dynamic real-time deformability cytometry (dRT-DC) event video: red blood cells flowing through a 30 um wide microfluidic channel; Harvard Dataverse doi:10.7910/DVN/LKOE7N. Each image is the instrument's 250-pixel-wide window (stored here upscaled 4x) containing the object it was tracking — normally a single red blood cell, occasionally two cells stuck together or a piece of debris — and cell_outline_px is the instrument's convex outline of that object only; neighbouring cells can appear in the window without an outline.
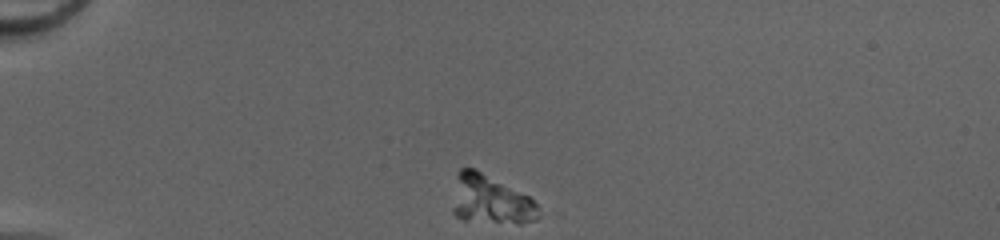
{"species": "common noctule bat (a hibernating species)", "species_latin": "Nyctalus noctula", "temperature_condition": "cold", "stored_images_in_passage": 39, "camera_frame_rate_fps": 3000, "um_per_image_px": 0.085, "animal": {"sex": "female", "body_mass_g": 20.0, "forearm_length_mm": 54.0}, "frame": {"image": 1, "passage_image": 1, "time_ms": 0.0, "image_size_px": [1000, 240], "cell_outline_px": [[540, 216], [536, 220], [520, 224], [516, 224], [464, 220], [456, 216], [452, 212], [452, 208], [456, 172], [460, 168], [476, 168], [528, 196], [536, 204]], "centroid_in_image_um": [41.66, 16.98], "position_along_channel_um": 43.3, "area_um2": 24.8}}
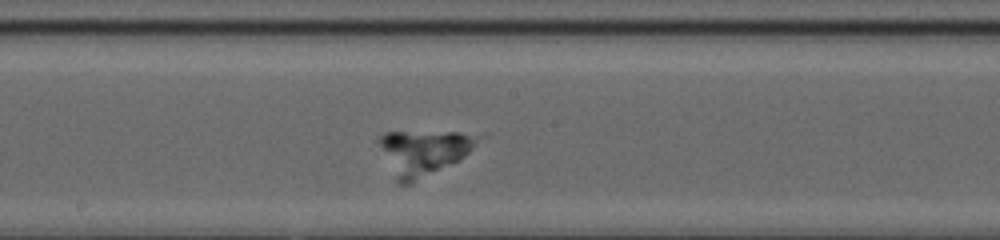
{"frame": {"image": 2, "passage_image": 17, "time_ms": 5.333, "image_size_px": [1000, 240], "cell_outline_px": [[476, 140], [472, 148], [460, 160], [412, 184], [400, 184], [396, 180], [380, 144], [380, 136], [384, 132], [456, 132], [468, 136]], "centroid_in_image_um": [35.94, 12.99], "position_along_channel_um": 212.3, "area_um2": 24.97}}
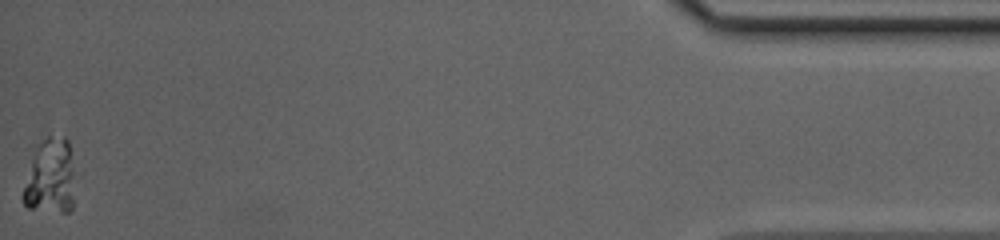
{"frame": {"image": 3, "passage_image": 39, "time_ms": 12.667, "image_size_px": [1000, 240], "cell_outline_px": [[72, 208], [68, 212], [60, 212], [28, 208], [24, 204], [20, 196], [36, 148], [48, 136], [64, 136], [68, 140], [72, 172]], "centroid_in_image_um": [4.23, 15.06], "position_along_channel_um": 431.0, "area_um2": 22.2}}